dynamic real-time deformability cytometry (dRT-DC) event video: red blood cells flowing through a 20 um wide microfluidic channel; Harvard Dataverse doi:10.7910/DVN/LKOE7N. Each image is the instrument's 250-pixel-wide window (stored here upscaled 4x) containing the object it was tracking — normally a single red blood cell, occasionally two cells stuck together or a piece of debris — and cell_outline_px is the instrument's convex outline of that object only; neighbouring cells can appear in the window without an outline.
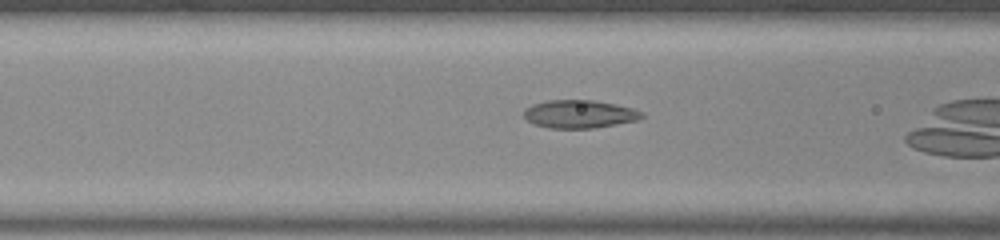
{"species": "common noctule bat (a hibernating species)", "species_latin": "Nyctalus noctula", "temperature_condition": "room temperature", "stored_images_in_passage": 9, "camera_frame_rate_fps": 3000, "um_per_image_px": 0.085, "animal": {"sex": "male", "body_mass_g": 20.0, "forearm_length_mm": 53.3}, "frame": {"image": 1, "passage_image": 8, "time_ms": 2.333, "image_size_px": [1000, 240], "cell_outline_px": [[644, 116], [636, 120], [596, 128], [548, 128], [532, 124], [524, 116], [524, 108], [532, 104], [548, 100], [592, 100], [616, 104], [632, 108], [644, 112]], "centroid_in_image_um": [49.23, 9.69], "position_along_channel_um": 117.4, "area_um2": 19.36}}